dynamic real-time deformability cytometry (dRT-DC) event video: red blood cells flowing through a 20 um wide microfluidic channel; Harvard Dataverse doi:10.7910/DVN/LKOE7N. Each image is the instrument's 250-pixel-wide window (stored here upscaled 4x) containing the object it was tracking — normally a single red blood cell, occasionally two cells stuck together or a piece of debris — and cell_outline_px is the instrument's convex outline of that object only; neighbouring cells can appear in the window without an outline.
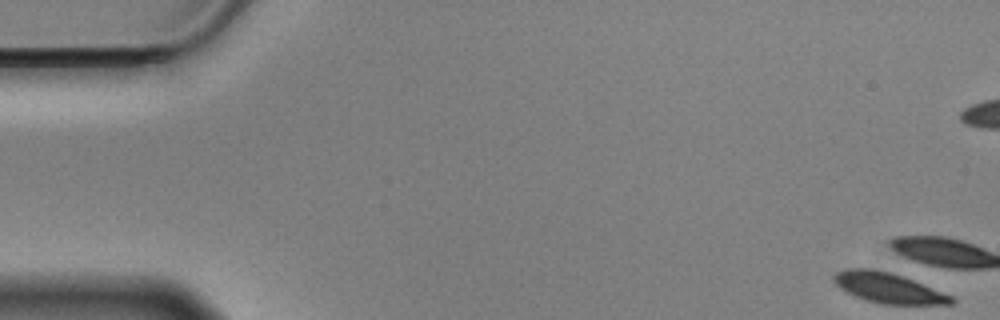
{"species": "Egyptian fruit bat (a non-hibernating species)", "species_latin": "Rousettus aegyptiacus", "temperature_condition": "cold", "stored_images_in_passage": 5, "camera_frame_rate_fps": 3000, "um_per_image_px": 0.085, "animal": {"sex": "male"}, "frame": {"image": 1, "passage_image": 1, "time_ms": 0.0, "image_size_px": [1000, 320], "cell_outline_px": [[956, 300], [952, 304], [880, 304], [856, 296], [840, 288], [832, 280], [832, 276], [836, 272], [848, 268], [872, 268], [888, 272], [912, 280], [952, 296]], "centroid_in_image_um": [75.46, 24.46], "position_along_channel_um": 9.5, "area_um2": 20.35}}